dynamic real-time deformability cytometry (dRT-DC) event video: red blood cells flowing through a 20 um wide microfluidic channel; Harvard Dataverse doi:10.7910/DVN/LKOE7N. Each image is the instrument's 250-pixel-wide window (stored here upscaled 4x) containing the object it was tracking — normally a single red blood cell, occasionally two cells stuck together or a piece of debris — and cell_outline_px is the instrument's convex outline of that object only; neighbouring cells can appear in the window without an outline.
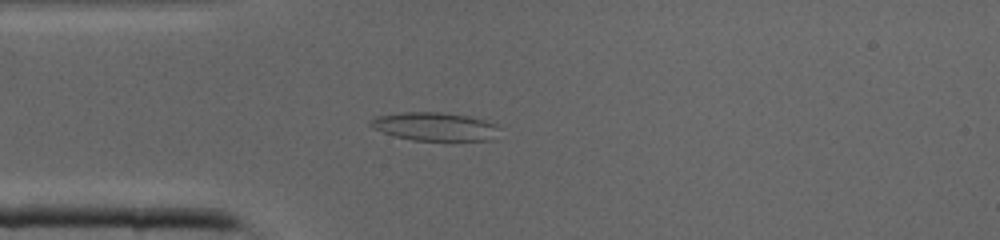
{"species": "common noctule bat (a hibernating species)", "species_latin": "Nyctalus noctula", "temperature_condition": "cold", "stored_images_in_passage": 40, "camera_frame_rate_fps": 3000, "um_per_image_px": 0.085, "animal": {"sex": "male", "body_mass_g": 19.0, "forearm_length_mm": 50.8}, "frame": {"image": 1, "passage_image": 9, "time_ms": 2.667, "image_size_px": [1000, 240], "cell_outline_px": [[500, 128], [488, 140], [412, 140], [396, 136], [384, 132], [376, 128], [372, 124], [372, 120], [376, 116], [404, 112], [440, 112], [468, 116], [492, 124]], "centroid_in_image_um": [36.93, 10.75], "position_along_channel_um": 48.1, "area_um2": 20.46}}
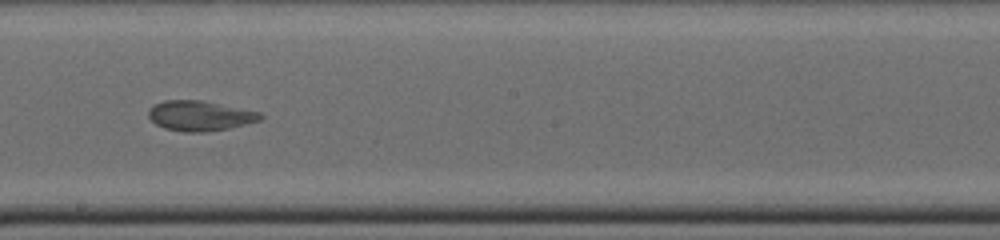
{"frame": {"image": 2, "passage_image": 21, "time_ms": 6.667, "image_size_px": [1000, 240], "cell_outline_px": [[264, 116], [260, 120], [228, 128], [204, 132], [184, 132], [164, 128], [156, 124], [148, 116], [148, 108], [164, 100], [200, 100], [260, 112]], "centroid_in_image_um": [16.96, 9.84], "position_along_channel_um": 231.2, "area_um2": 19.42}}
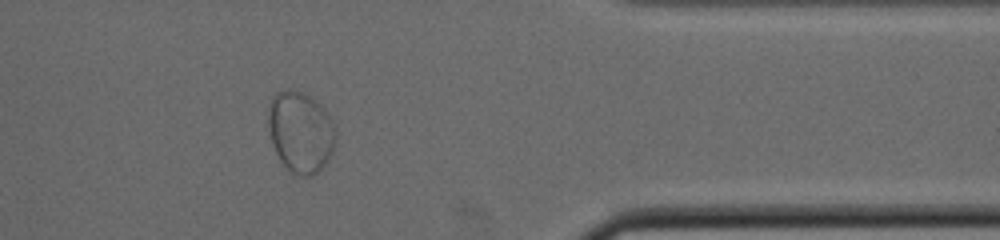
{"frame": {"image": 3, "passage_image": 32, "time_ms": 10.333, "image_size_px": [1000, 240], "cell_outline_px": [[336, 136], [332, 152], [324, 164], [312, 176], [300, 176], [292, 172], [280, 160], [276, 152], [272, 140], [268, 124], [268, 108], [272, 96], [276, 92], [288, 88], [304, 92], [324, 108], [332, 120], [336, 128]], "centroid_in_image_um": [25.55, 11.18], "position_along_channel_um": 385.9, "area_um2": 31.79}}